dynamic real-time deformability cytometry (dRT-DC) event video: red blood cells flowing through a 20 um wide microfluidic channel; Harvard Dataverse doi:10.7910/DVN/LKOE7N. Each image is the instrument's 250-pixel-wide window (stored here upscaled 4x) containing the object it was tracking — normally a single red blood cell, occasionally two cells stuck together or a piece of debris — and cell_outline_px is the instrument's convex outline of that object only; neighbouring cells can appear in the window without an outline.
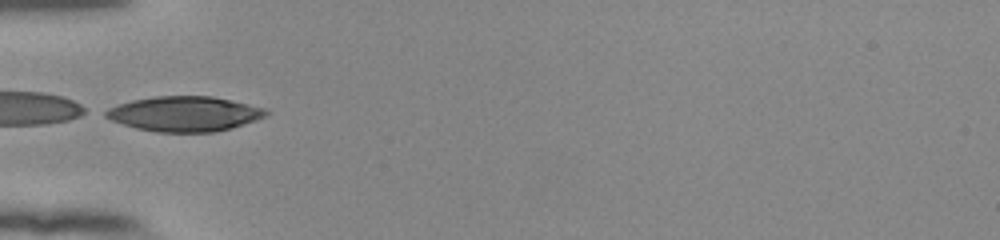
{"species": "human", "species_latin": "Homo sapiens", "temperature_condition": "room temperature", "stored_images_in_passage": 36, "camera_frame_rate_fps": 3000, "um_per_image_px": 0.085, "donor": {"sex": "female"}, "frame": {"image": 1, "passage_image": 1, "time_ms": 0.0, "image_size_px": [1000, 240], "cell_outline_px": [[268, 116], [232, 128], [216, 132], [156, 132], [136, 128], [112, 120], [104, 116], [100, 112], [108, 108], [132, 100], [156, 96], [212, 96], [268, 108]], "centroid_in_image_um": [15.7, 9.67], "position_along_channel_um": 69.3, "area_um2": 32.89}}
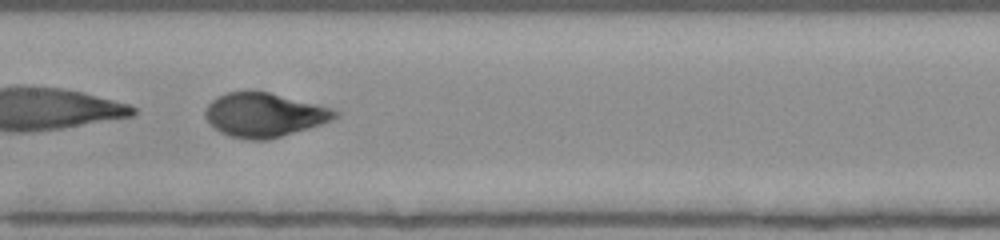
{"frame": {"image": 2, "passage_image": 10, "time_ms": 3.0, "image_size_px": [1000, 240], "cell_outline_px": [[340, 116], [332, 120], [308, 128], [268, 140], [244, 140], [228, 136], [220, 132], [204, 116], [204, 112], [208, 104], [216, 96], [224, 92], [268, 92], [332, 108], [340, 112]], "centroid_in_image_um": [22.45, 9.78], "position_along_channel_um": 185.0, "area_um2": 33.18}}
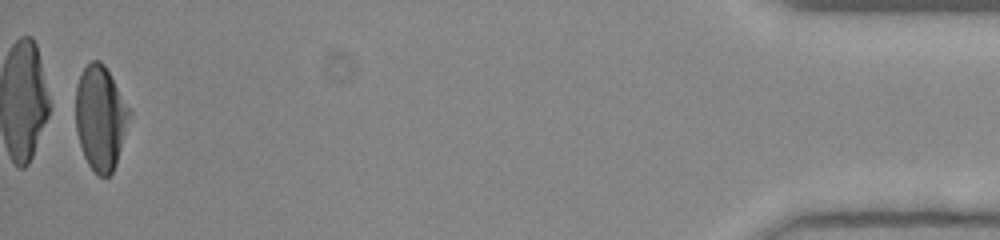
{"frame": {"image": 3, "passage_image": 35, "time_ms": 11.333, "image_size_px": [1000, 240], "cell_outline_px": [[132, 112], [116, 164], [112, 172], [108, 176], [100, 176], [88, 164], [84, 156], [76, 132], [76, 84], [84, 68], [92, 60], [100, 60], [104, 64]], "centroid_in_image_um": [8.54, 10.0], "position_along_channel_um": 426.7, "area_um2": 32.54}, "authors_computed_cell_mechanics": {"area_um2": 32.8593, "velocity_mm_per_s": 3.8822, "shape_relaxation_time_tau1_ms": 4.3451, "shape_relaxation_time_tau2_ms": null, "deformation_change_tau1": 0.2301, "deformation_change_tau2": null}}